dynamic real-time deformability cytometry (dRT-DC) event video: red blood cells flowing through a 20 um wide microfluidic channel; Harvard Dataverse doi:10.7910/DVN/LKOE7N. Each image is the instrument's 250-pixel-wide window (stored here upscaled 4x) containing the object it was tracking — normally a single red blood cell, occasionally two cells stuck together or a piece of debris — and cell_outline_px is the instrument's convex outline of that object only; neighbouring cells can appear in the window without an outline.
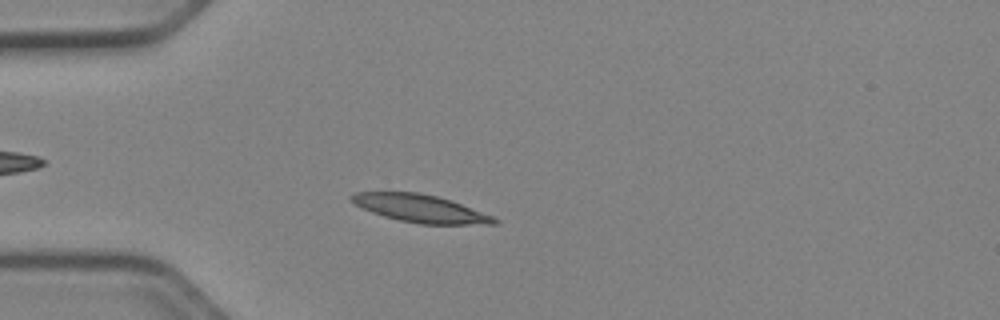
{"species": "Egyptian fruit bat (a non-hibernating species)", "species_latin": "Rousettus aegyptiacus", "temperature_condition": "cold", "stored_images_in_passage": 48, "camera_frame_rate_fps": 3000, "um_per_image_px": 0.085, "animal": {"sex": "female"}, "frame": {"image": 1, "passage_image": 11, "time_ms": 3.333, "image_size_px": [1000, 320], "cell_outline_px": [[500, 220], [496, 224], [420, 224], [400, 220], [384, 216], [360, 208], [348, 196], [356, 192], [416, 192], [436, 196], [460, 204], [492, 216]], "centroid_in_image_um": [35.69, 17.72], "position_along_channel_um": 49.3, "area_um2": 22.66}}
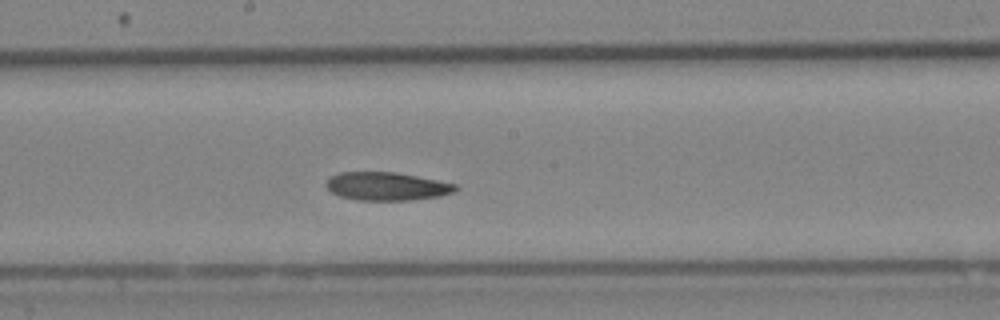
{"frame": {"image": 2, "passage_image": 25, "time_ms": 8.0, "image_size_px": [1000, 320], "cell_outline_px": [[456, 188], [452, 192], [440, 196], [408, 200], [356, 200], [340, 196], [332, 192], [324, 184], [332, 176], [340, 172], [396, 172], [456, 184]], "centroid_in_image_um": [32.83, 15.83], "position_along_channel_um": 215.4, "area_um2": 20.98}}
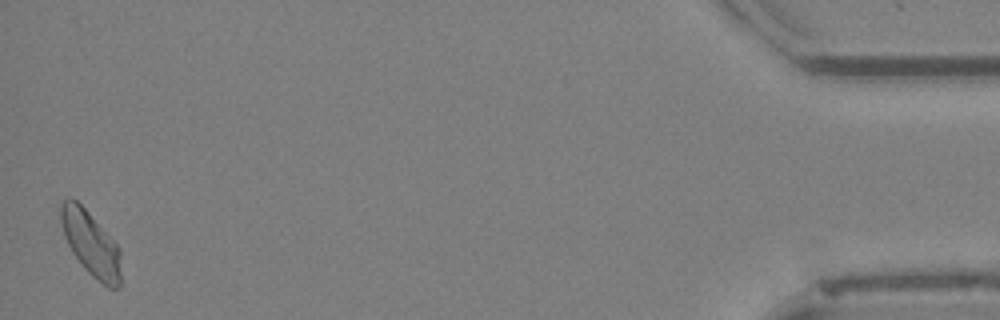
{"frame": {"image": 3, "passage_image": 48, "time_ms": 15.667, "image_size_px": [1000, 320], "cell_outline_px": [[120, 288], [108, 288], [92, 276], [84, 268], [72, 252], [64, 236], [60, 220], [60, 204], [64, 200], [76, 200], [88, 212], [120, 248]], "centroid_in_image_um": [7.72, 20.74], "position_along_channel_um": 427.5, "area_um2": 22.31}, "authors_computed_cell_mechanics": {"area_um2": 21.964, "velocity_mm_per_s": 3.8946, "shape_relaxation_time_tau1_ms": 5.4377, "shape_relaxation_time_tau2_ms": 10.0504, "deformation_change_tau1": 0.1455, "deformation_change_tau2": 0.1821}}